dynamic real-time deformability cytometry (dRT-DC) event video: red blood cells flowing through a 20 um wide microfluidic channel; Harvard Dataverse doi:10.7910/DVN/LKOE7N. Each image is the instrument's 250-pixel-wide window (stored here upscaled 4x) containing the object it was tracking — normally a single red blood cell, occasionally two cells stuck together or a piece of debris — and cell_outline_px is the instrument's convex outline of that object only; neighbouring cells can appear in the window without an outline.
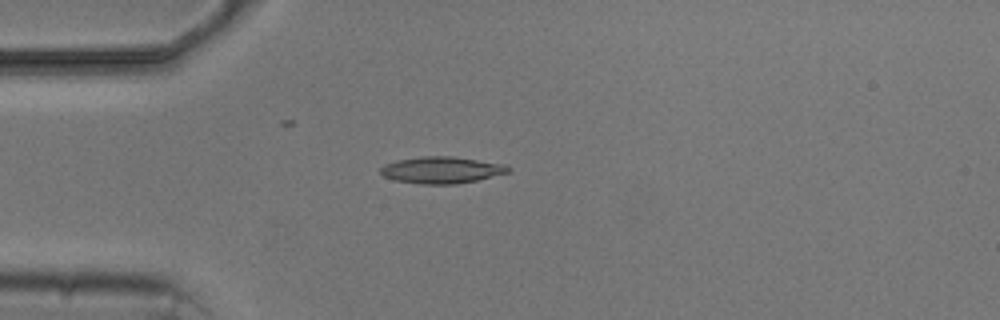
{"species": "common noctule bat (a hibernating species)", "species_latin": "Nyctalus noctula", "temperature_condition": "cold", "stored_images_in_passage": 6, "camera_frame_rate_fps": 3000, "um_per_image_px": 0.085, "animal": {"sex": "male", "body_mass_g": 20.5, "forearm_length_mm": 52.5}, "frame": {"image": 1, "passage_image": 6, "time_ms": 6.667, "image_size_px": [1000, 320], "cell_outline_px": [[512, 168], [508, 172], [476, 180], [456, 184], [420, 184], [392, 180], [384, 176], [380, 172], [380, 168], [384, 164], [396, 160], [420, 156], [452, 156], [504, 164]], "centroid_in_image_um": [37.48, 14.45], "position_along_channel_um": 47.5, "area_um2": 19.88}}